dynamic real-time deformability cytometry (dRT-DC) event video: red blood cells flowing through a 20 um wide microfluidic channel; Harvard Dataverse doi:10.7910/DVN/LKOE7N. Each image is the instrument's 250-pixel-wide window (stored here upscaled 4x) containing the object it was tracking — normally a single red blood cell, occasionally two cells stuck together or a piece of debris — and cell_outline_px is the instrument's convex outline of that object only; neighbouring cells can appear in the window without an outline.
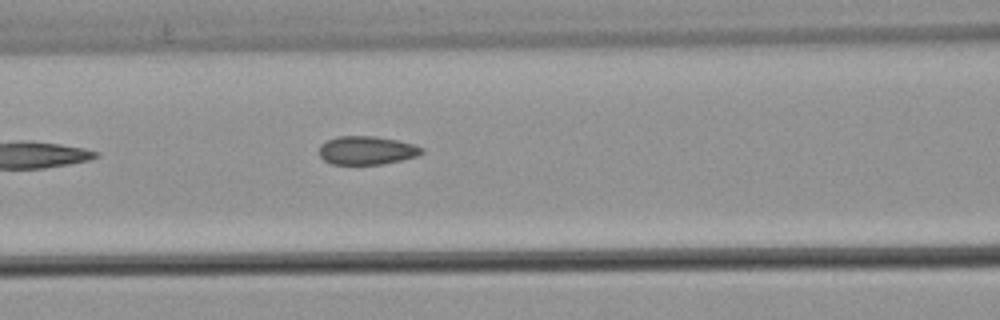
{"species": "common noctule bat (a hibernating species)", "species_latin": "Nyctalus noctula", "temperature_condition": "warm", "stored_images_in_passage": 3, "camera_frame_rate_fps": 3000, "um_per_image_px": 0.085, "animal": {"sex": "male", "body_mass_g": 21.5, "forearm_length_mm": 52.0}, "frame": {"image": 1, "passage_image": 3, "time_ms": 0.667, "image_size_px": [1000, 320], "cell_outline_px": [[424, 152], [416, 156], [384, 164], [332, 164], [324, 160], [320, 156], [320, 144], [336, 136], [376, 136], [400, 140], [424, 148]], "centroid_in_image_um": [31.18, 12.77], "position_along_channel_um": 135.4, "area_um2": 17.05}}